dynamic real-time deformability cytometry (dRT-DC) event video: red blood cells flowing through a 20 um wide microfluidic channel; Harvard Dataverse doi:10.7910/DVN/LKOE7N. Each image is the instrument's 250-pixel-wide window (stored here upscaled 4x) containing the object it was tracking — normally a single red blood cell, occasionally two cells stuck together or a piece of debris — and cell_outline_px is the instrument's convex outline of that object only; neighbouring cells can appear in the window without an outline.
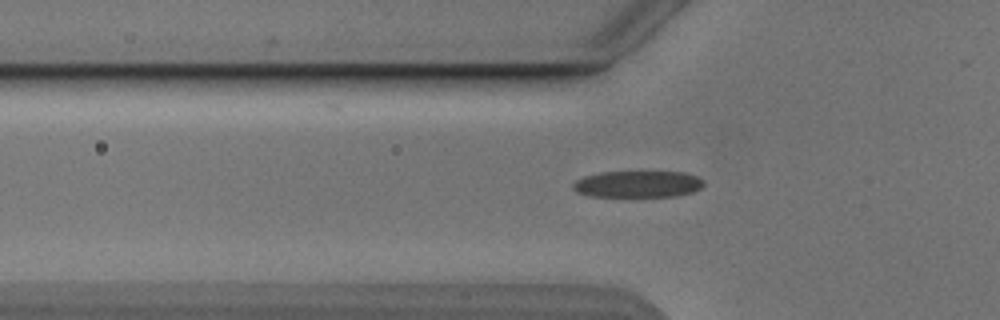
{"species": "Egyptian fruit bat (a non-hibernating species)", "species_latin": "Rousettus aegyptiacus", "temperature_condition": "cold", "stored_images_in_passage": 26, "camera_frame_rate_fps": 3000, "um_per_image_px": 0.085, "animal": {"sex": "male"}, "frame": {"image": 1, "passage_image": 4, "time_ms": 1.0, "image_size_px": [1000, 320], "cell_outline_px": [[704, 184], [700, 188], [692, 192], [676, 196], [588, 196], [576, 192], [572, 188], [572, 184], [576, 180], [584, 176], [600, 172], [684, 172], [696, 176], [704, 180]], "centroid_in_image_um": [54.19, 15.65], "position_along_channel_um": 71.6, "area_um2": 20.29}}
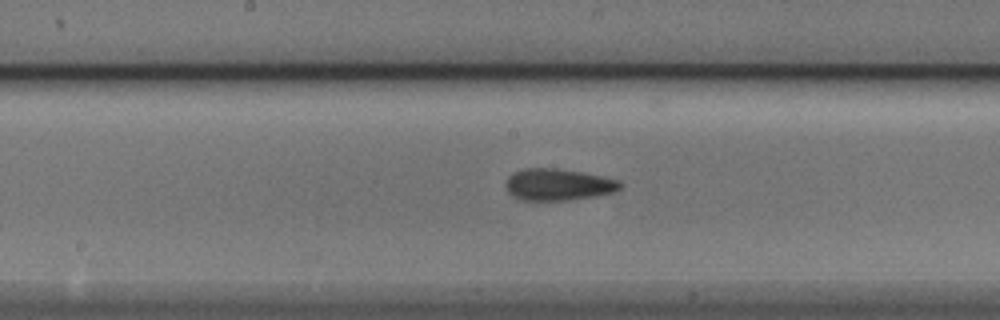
{"frame": {"image": 2, "passage_image": 14, "time_ms": 4.333, "image_size_px": [1000, 320], "cell_outline_px": [[624, 184], [620, 188], [612, 192], [596, 196], [568, 200], [520, 200], [512, 196], [508, 192], [504, 184], [508, 176], [512, 172], [524, 168], [556, 168], [580, 172], [620, 180]], "centroid_in_image_um": [47.4, 15.69], "position_along_channel_um": 200.8, "area_um2": 21.27}}
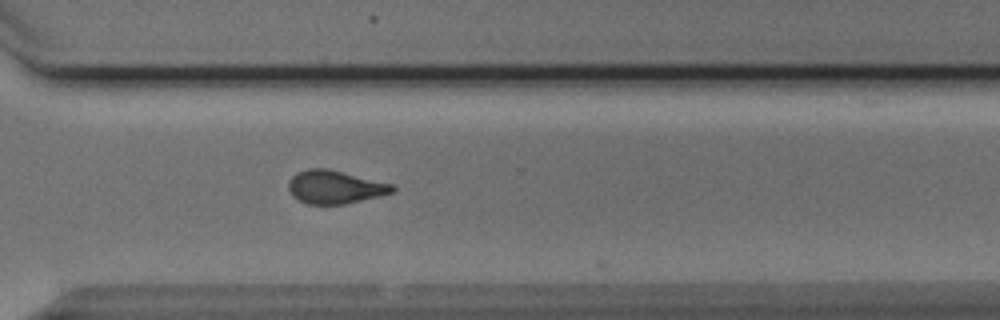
{"frame": {"image": 3, "passage_image": 25, "time_ms": 8.0, "image_size_px": [1000, 320], "cell_outline_px": [[396, 188], [392, 192], [344, 204], [308, 204], [292, 196], [288, 188], [288, 184], [292, 176], [308, 168], [324, 168], [392, 184]], "centroid_in_image_um": [28.42, 15.9], "position_along_channel_um": 342.2, "area_um2": 19.54}}